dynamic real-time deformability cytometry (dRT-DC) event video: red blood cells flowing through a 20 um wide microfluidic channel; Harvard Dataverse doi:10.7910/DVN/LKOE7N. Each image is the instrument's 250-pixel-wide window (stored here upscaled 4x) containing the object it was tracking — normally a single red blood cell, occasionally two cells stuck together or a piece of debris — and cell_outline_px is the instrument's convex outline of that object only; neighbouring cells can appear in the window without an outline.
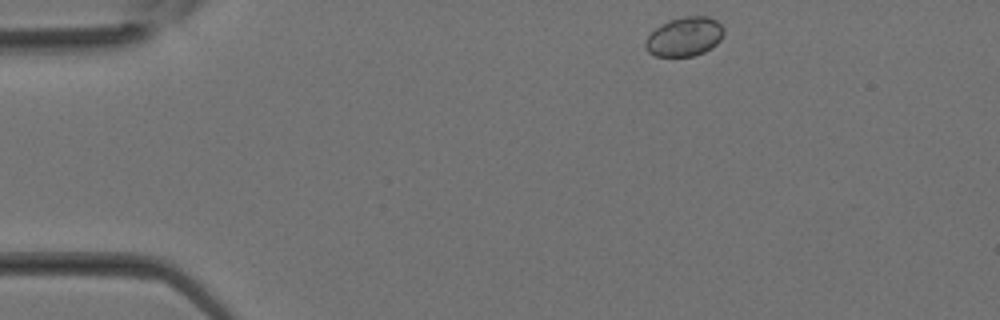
{"species": "Egyptian fruit bat (a non-hibernating species)", "species_latin": "Rousettus aegyptiacus", "temperature_condition": "room temperature", "stored_images_in_passage": 13, "camera_frame_rate_fps": 3000, "um_per_image_px": 0.085, "animal": {"sex": "female"}, "frame": {"image": 1, "passage_image": 1, "time_ms": 0.0, "image_size_px": [1000, 320], "cell_outline_px": [[724, 32], [720, 40], [712, 48], [704, 52], [692, 56], [656, 56], [648, 52], [644, 44], [644, 40], [656, 28], [668, 20], [684, 16], [708, 16], [716, 20], [724, 28]], "centroid_in_image_um": [58.18, 3.11], "position_along_channel_um": 26.8, "area_um2": 17.92}}
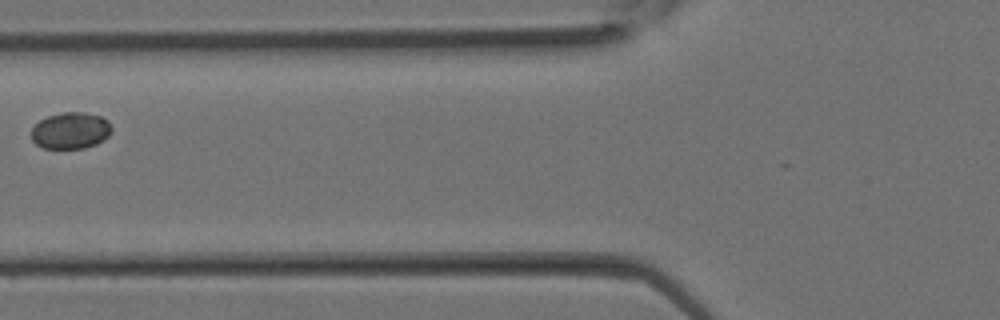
{"frame": {"image": 2, "passage_image": 9, "time_ms": 2.667, "image_size_px": [1000, 320], "cell_outline_px": [[112, 132], [104, 140], [96, 144], [84, 148], [44, 148], [36, 144], [32, 140], [32, 128], [40, 120], [48, 116], [64, 112], [84, 112], [100, 116], [108, 120], [112, 128]], "centroid_in_image_um": [6.03, 11.1], "position_along_channel_um": 119.8, "area_um2": 17.11}}
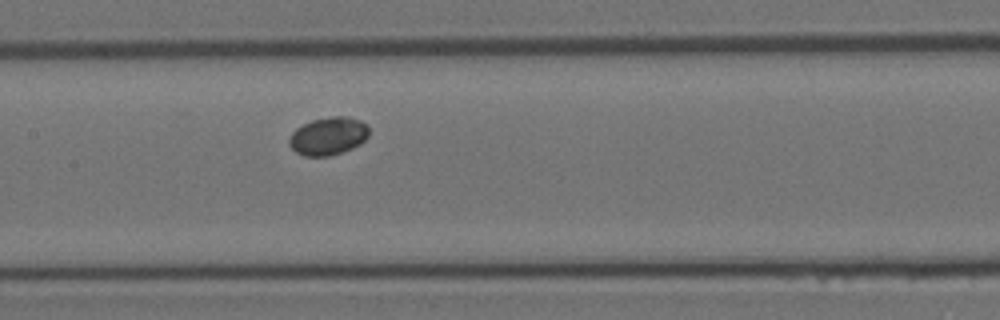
{"frame": {"image": 3, "passage_image": 12, "time_ms": 3.667, "image_size_px": [1000, 320], "cell_outline_px": [[368, 136], [360, 144], [352, 148], [328, 156], [304, 156], [296, 152], [288, 144], [288, 140], [292, 132], [296, 128], [312, 120], [332, 116], [348, 116], [360, 120], [368, 124]], "centroid_in_image_um": [27.9, 11.55], "position_along_channel_um": 179.5, "area_um2": 17.63}}